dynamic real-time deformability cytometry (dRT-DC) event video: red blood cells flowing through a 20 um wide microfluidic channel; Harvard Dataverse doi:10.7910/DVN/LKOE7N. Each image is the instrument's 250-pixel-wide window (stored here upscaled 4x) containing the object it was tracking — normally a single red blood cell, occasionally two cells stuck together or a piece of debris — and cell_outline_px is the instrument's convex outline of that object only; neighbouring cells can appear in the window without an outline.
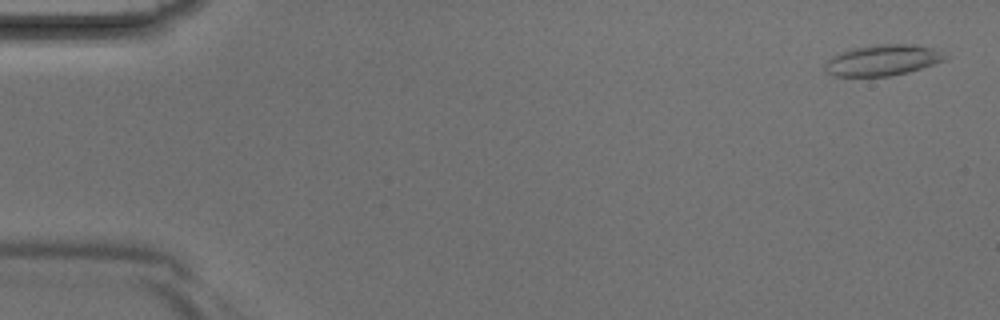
{"species": "Egyptian fruit bat (a non-hibernating species)", "species_latin": "Rousettus aegyptiacus", "temperature_condition": "room temperature", "stored_images_in_passage": 3, "camera_frame_rate_fps": 3000, "um_per_image_px": 0.085, "animal": {"sex": "male"}, "frame": {"image": 1, "passage_image": 1, "time_ms": 0.0, "image_size_px": [1000, 320], "cell_outline_px": [[948, 56], [944, 60], [908, 72], [888, 76], [832, 76], [824, 68], [824, 64], [832, 56], [840, 52], [852, 48], [876, 44], [912, 44], [936, 48]], "centroid_in_image_um": [75.01, 5.1], "position_along_channel_um": 10.0, "area_um2": 21.62}}